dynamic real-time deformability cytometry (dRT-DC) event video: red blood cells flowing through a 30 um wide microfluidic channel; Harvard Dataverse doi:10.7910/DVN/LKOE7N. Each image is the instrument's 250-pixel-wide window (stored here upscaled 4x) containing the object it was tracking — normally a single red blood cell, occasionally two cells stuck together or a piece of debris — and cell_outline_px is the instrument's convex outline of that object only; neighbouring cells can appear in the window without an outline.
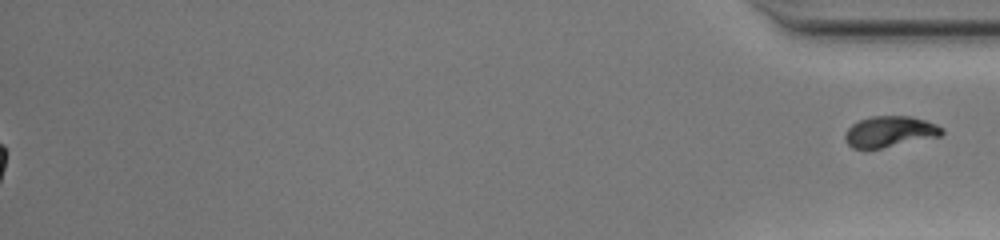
{"species": "common noctule bat (a hibernating species)", "species_latin": "Nyctalus noctula", "temperature_condition": "warm", "stored_images_in_passage": 51, "segment_of_instrument_passage": [2, 2], "camera_frame_rate_fps": 3000, "um_per_image_px": 0.085, "animal": {"sex": "female", "body_mass_g": 20.0, "forearm_length_mm": 54.0}, "frame": {"image": 1, "passage_image": 51, "time_ms": 16.667, "image_size_px": [1000, 240], "cell_outline_px": [[944, 132], [940, 136], [880, 148], [852, 148], [844, 140], [844, 132], [852, 124], [860, 120], [872, 116], [912, 116], [936, 124], [944, 128]], "centroid_in_image_um": [75.62, 11.18], "position_along_channel_um": 359.6, "area_um2": 17.4}}